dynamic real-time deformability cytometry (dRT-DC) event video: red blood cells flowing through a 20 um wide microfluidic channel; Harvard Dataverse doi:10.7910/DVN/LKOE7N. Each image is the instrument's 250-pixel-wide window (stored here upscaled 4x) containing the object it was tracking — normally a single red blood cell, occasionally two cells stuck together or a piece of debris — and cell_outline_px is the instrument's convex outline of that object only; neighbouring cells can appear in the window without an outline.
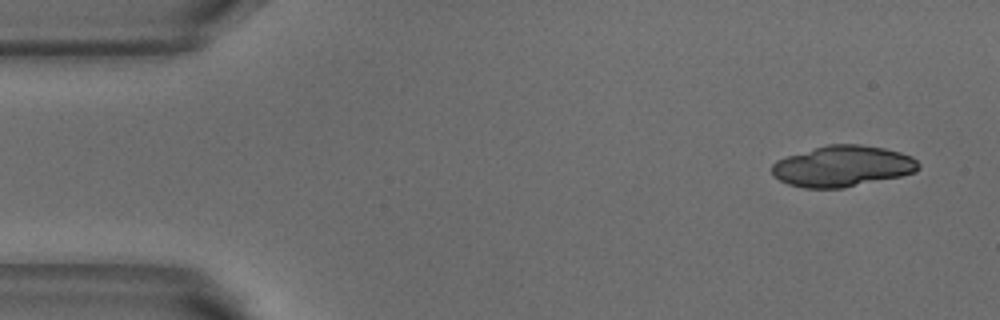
{"species": "common noctule bat (a hibernating species)", "species_latin": "Nyctalus noctula", "temperature_condition": "warm", "stored_images_in_passage": 3, "camera_frame_rate_fps": 3000, "um_per_image_px": 0.085, "animal": {"sex": "male", "body_mass_g": 18.8}, "frame": {"image": 1, "passage_image": 1, "time_ms": 0.0, "image_size_px": [1000, 320], "cell_outline_px": [[920, 168], [916, 172], [900, 176], [844, 188], [804, 188], [788, 184], [780, 180], [772, 172], [772, 164], [776, 160], [788, 156], [828, 144], [860, 144], [884, 148], [900, 152], [912, 156], [920, 164]], "centroid_in_image_um": [71.64, 14.13], "position_along_channel_um": 13.4, "area_um2": 34.91}}